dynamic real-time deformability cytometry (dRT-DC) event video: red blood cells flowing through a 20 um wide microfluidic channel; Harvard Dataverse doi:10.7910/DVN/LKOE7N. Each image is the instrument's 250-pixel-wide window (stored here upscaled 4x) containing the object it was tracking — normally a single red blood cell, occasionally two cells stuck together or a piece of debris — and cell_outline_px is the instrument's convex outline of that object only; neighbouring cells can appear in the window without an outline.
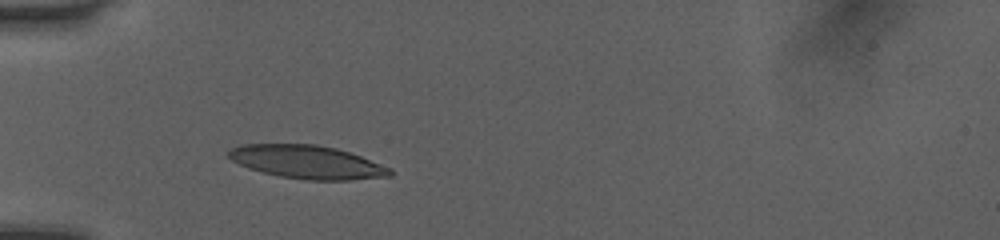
{"species": "human", "species_latin": "Homo sapiens", "temperature_condition": "room temperature", "stored_images_in_passage": 27, "camera_frame_rate_fps": 3000, "um_per_image_px": 0.085, "donor": {"sex": "female"}, "frame": {"image": 1, "passage_image": 1, "time_ms": 0.0, "image_size_px": [1000, 240], "cell_outline_px": [[392, 176], [352, 180], [308, 180], [280, 176], [248, 168], [232, 160], [228, 156], [228, 152], [232, 148], [240, 144], [316, 144], [336, 148], [360, 156], [392, 168]], "centroid_in_image_um": [26.13, 13.77], "position_along_channel_um": 58.9, "area_um2": 31.21}}
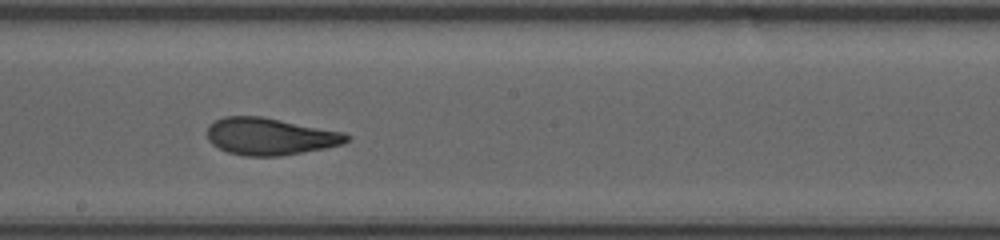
{"frame": {"image": 2, "passage_image": 12, "time_ms": 3.667, "image_size_px": [1000, 240], "cell_outline_px": [[352, 136], [348, 140], [340, 144], [324, 148], [276, 156], [244, 156], [228, 152], [212, 144], [208, 140], [208, 124], [224, 116], [264, 116], [344, 132]], "centroid_in_image_um": [22.94, 11.58], "position_along_channel_um": 225.3, "area_um2": 30.06}}
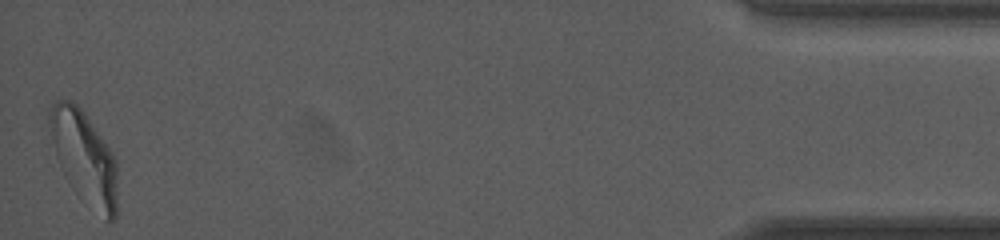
{"frame": {"image": 3, "passage_image": 27, "time_ms": 8.667, "image_size_px": [1000, 240], "cell_outline_px": [[116, 216], [108, 224], [56, 156], [48, 120], [48, 112], [52, 104], [56, 100], [72, 100], [80, 108], [112, 152], [116, 164]], "centroid_in_image_um": [7.19, 13.23], "position_along_channel_um": 428.0, "area_um2": 33.81}}